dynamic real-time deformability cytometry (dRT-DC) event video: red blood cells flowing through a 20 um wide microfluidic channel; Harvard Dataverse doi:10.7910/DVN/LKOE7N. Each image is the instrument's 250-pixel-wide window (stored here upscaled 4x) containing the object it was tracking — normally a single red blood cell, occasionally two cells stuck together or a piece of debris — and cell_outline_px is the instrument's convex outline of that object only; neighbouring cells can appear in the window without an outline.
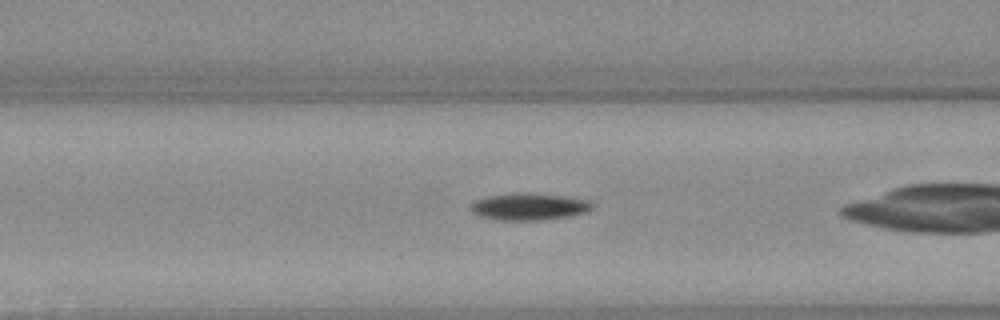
{"species": "Egyptian fruit bat (a non-hibernating species)", "species_latin": "Rousettus aegyptiacus", "temperature_condition": "warm", "stored_images_in_passage": 26, "camera_frame_rate_fps": 3000, "um_per_image_px": 0.085, "animal": {"sex": "female"}, "frame": {"image": 1, "passage_image": 5, "time_ms": 1.333, "image_size_px": [1000, 320], "cell_outline_px": [[592, 208], [584, 212], [568, 216], [536, 220], [500, 220], [480, 216], [472, 212], [468, 208], [476, 200], [488, 196], [560, 196], [584, 200], [592, 204]], "centroid_in_image_um": [44.9, 17.63], "position_along_channel_um": 121.7, "area_um2": 17.51}}
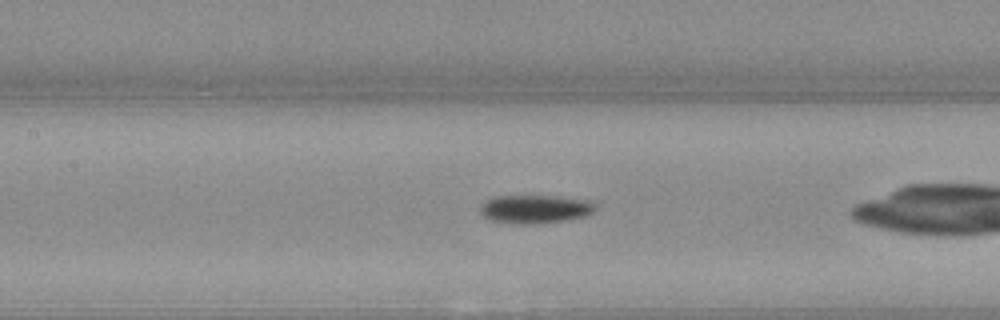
{"frame": {"image": 2, "passage_image": 8, "time_ms": 2.333, "image_size_px": [1000, 320], "cell_outline_px": [[596, 208], [588, 216], [564, 220], [536, 224], [512, 224], [488, 220], [480, 212], [480, 208], [492, 196], [552, 196], [592, 200], [596, 204]], "centroid_in_image_um": [45.51, 17.78], "position_along_channel_um": 161.9, "area_um2": 19.25}}